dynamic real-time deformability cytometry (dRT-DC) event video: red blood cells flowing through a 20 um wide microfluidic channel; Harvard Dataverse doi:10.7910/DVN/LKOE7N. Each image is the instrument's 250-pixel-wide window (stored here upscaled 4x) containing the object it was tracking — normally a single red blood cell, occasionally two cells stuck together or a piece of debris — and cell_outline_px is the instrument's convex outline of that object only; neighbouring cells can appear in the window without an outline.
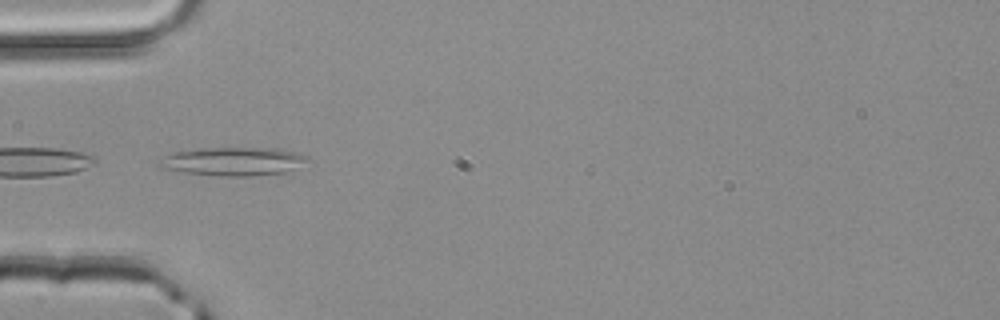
{"species": "common noctule bat (a hibernating species)", "species_latin": "Nyctalus noctula", "temperature_condition": "room temperature", "stored_images_in_passage": 4, "segment_of_instrument_passage": [2, 2], "camera_frame_rate_fps": 3000, "um_per_image_px": 0.085, "animal": {"sex": "male", "body_mass_g": 20.4}, "frame": {"image": 1, "passage_image": 3, "time_ms": 0.667, "image_size_px": [1000, 320], "cell_outline_px": [[312, 160], [284, 172], [252, 176], [220, 176], [184, 172], [160, 168], [156, 164], [164, 156], [176, 152], [196, 148], [276, 148], [296, 152], [308, 156]], "centroid_in_image_um": [19.82, 13.71], "position_along_channel_um": 65.2, "area_um2": 24.62}}
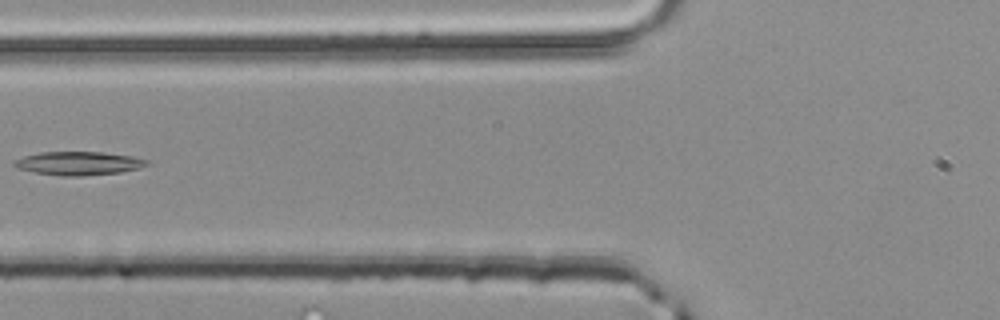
{"frame": {"image": 2, "passage_image": 4, "time_ms": 1.0, "image_size_px": [1000, 320], "cell_outline_px": [[148, 164], [140, 168], [120, 172], [84, 176], [60, 176], [36, 172], [16, 168], [12, 164], [16, 160], [24, 156], [40, 152], [100, 152], [132, 156], [148, 160]], "centroid_in_image_um": [6.68, 13.88], "position_along_channel_um": 119.1, "area_um2": 18.09}}